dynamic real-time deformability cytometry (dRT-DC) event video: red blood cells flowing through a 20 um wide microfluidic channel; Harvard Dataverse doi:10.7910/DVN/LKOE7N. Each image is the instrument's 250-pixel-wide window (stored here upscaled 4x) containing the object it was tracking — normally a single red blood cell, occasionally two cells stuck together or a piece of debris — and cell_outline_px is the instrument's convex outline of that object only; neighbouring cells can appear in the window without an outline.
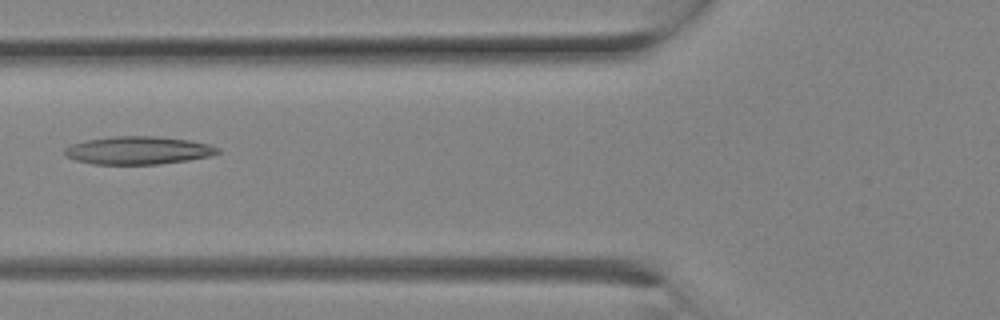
{"species": "Egyptian fruit bat (a non-hibernating species)", "species_latin": "Rousettus aegyptiacus", "temperature_condition": "room temperature", "stored_images_in_passage": 25, "camera_frame_rate_fps": 3000, "um_per_image_px": 0.085, "animal": {"sex": "female"}, "frame": {"image": 1, "passage_image": 10, "time_ms": 3.0, "image_size_px": [1000, 320], "cell_outline_px": [[220, 152], [208, 156], [188, 160], [160, 164], [92, 164], [76, 160], [64, 156], [64, 148], [72, 144], [84, 140], [112, 136], [156, 136], [188, 140], [208, 144], [220, 148]], "centroid_in_image_um": [11.7, 12.78], "position_along_channel_um": 114.1, "area_um2": 24.97}}
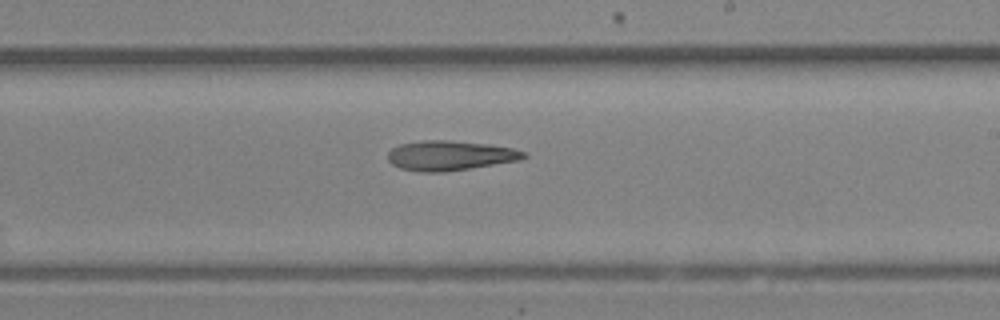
{"frame": {"image": 2, "passage_image": 15, "time_ms": 4.667, "image_size_px": [1000, 320], "cell_outline_px": [[528, 156], [520, 160], [444, 172], [420, 172], [400, 168], [392, 164], [388, 160], [388, 152], [392, 148], [400, 144], [420, 140], [448, 140], [488, 144], [512, 148], [524, 152]], "centroid_in_image_um": [38.22, 13.22], "position_along_channel_um": 250.8, "area_um2": 23.52}}
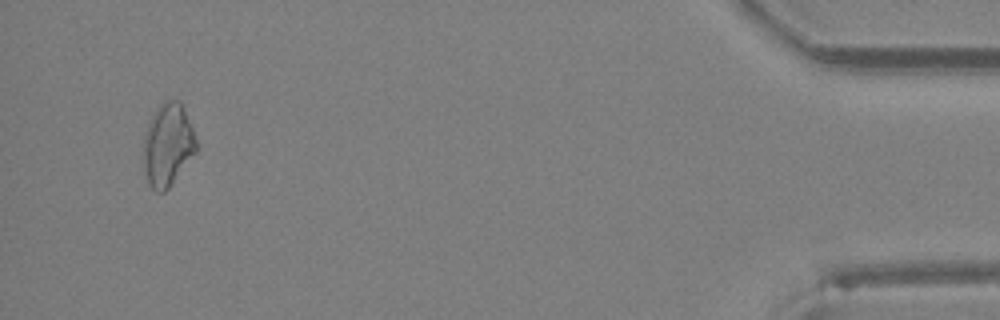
{"frame": {"image": 3, "passage_image": 24, "time_ms": 7.667, "image_size_px": [1000, 320], "cell_outline_px": [[196, 152], [168, 188], [164, 192], [156, 192], [152, 188], [144, 172], [140, 152], [144, 136], [148, 124], [156, 108], [164, 100], [180, 100], [192, 128], [196, 140]], "centroid_in_image_um": [14.21, 12.31], "position_along_channel_um": 421.0, "area_um2": 25.61}}